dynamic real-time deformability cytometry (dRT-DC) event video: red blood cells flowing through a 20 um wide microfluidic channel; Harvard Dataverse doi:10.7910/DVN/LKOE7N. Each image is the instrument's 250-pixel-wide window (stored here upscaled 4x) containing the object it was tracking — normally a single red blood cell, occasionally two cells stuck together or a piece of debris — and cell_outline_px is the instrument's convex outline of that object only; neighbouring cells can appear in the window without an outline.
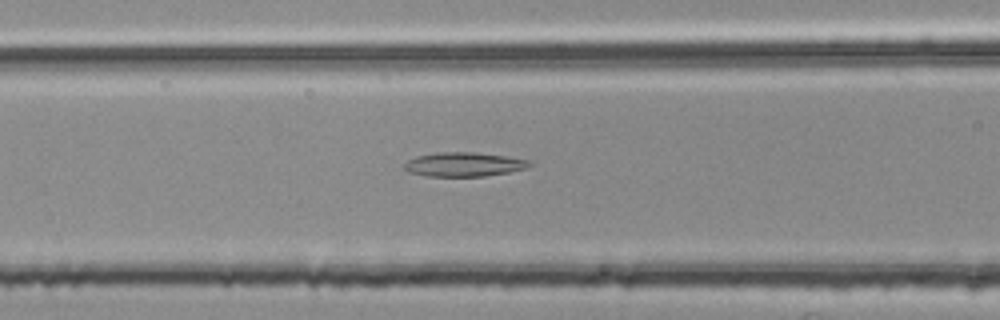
{"species": "common noctule bat (a hibernating species)", "species_latin": "Nyctalus noctula", "temperature_condition": "room temperature", "stored_images_in_passage": 54, "segment_of_instrument_passage": [2, 2], "camera_frame_rate_fps": 3000, "um_per_image_px": 0.085, "animal": {"sex": "female", "body_mass_g": 25.1}, "frame": {"image": 1, "passage_image": 22, "time_ms": 7.0, "image_size_px": [1000, 320], "cell_outline_px": [[532, 164], [528, 168], [508, 172], [484, 176], [428, 176], [408, 172], [404, 168], [404, 164], [408, 160], [416, 156], [440, 152], [476, 152], [504, 156], [528, 160]], "centroid_in_image_um": [39.42, 13.97], "position_along_channel_um": 127.2, "area_um2": 17.51}}
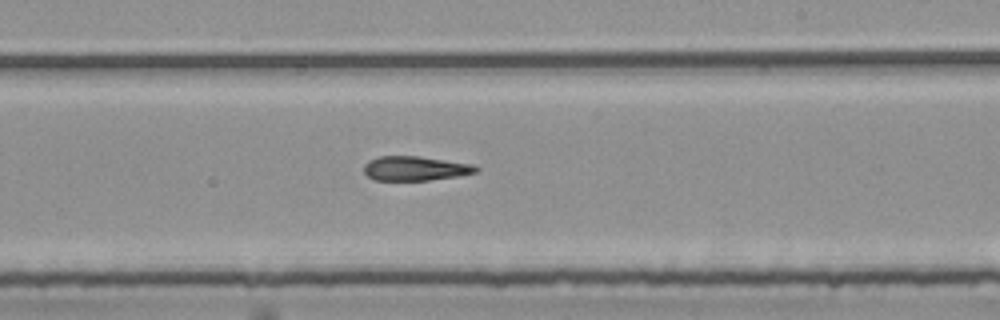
{"frame": {"image": 2, "passage_image": 32, "time_ms": 10.333, "image_size_px": [1000, 320], "cell_outline_px": [[480, 168], [476, 172], [460, 176], [428, 180], [376, 180], [368, 176], [364, 172], [364, 164], [368, 160], [380, 156], [420, 156], [472, 164]], "centroid_in_image_um": [35.3, 14.31], "position_along_channel_um": 253.7, "area_um2": 15.95}}
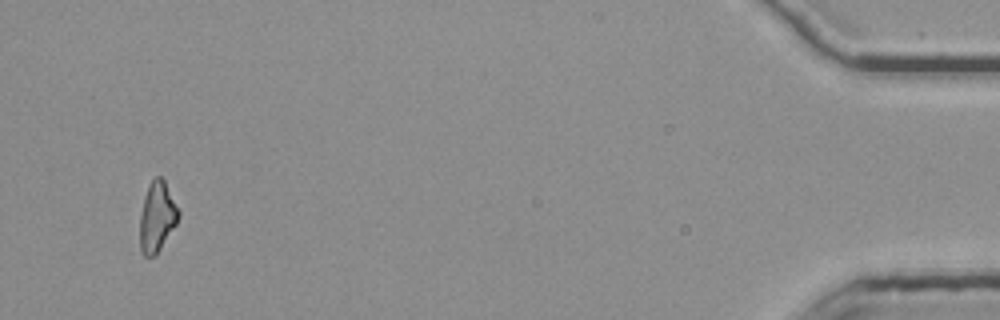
{"frame": {"image": 3, "passage_image": 52, "time_ms": 17.0, "image_size_px": [1000, 320], "cell_outline_px": [[180, 216], [176, 224], [156, 256], [144, 256], [140, 248], [140, 216], [144, 196], [148, 184], [156, 176], [160, 176], [164, 180], [180, 212]], "centroid_in_image_um": [13.35, 18.44], "position_along_channel_um": 421.9, "area_um2": 15.78}}